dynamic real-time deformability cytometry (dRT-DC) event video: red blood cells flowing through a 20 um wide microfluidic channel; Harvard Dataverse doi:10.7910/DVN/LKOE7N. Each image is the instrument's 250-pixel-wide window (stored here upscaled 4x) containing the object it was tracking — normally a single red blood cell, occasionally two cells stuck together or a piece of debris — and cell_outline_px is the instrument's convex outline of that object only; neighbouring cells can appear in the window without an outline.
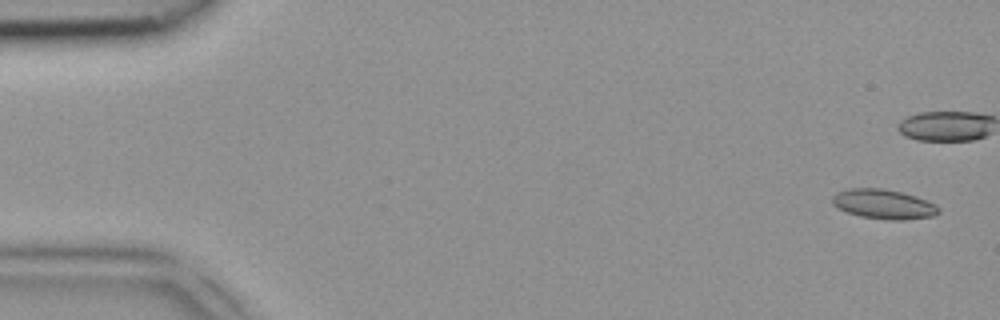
{"species": "common noctule bat (a hibernating species)", "species_latin": "Nyctalus noctula", "temperature_condition": "room temperature", "stored_images_in_passage": 5, "segment_of_instrument_passage": [2, 2], "camera_frame_rate_fps": 3000, "um_per_image_px": 0.085, "animal": {"sex": "female", "body_mass_g": 18.4}, "frame": {"image": 1, "passage_image": 5, "time_ms": 1.333, "image_size_px": [1000, 320], "cell_outline_px": [[940, 212], [932, 216], [904, 220], [888, 220], [860, 216], [848, 212], [832, 204], [832, 196], [836, 192], [848, 188], [880, 188], [900, 192], [916, 196], [936, 204], [940, 208]], "centroid_in_image_um": [75.11, 17.35], "position_along_channel_um": 9.9, "area_um2": 18.32}}